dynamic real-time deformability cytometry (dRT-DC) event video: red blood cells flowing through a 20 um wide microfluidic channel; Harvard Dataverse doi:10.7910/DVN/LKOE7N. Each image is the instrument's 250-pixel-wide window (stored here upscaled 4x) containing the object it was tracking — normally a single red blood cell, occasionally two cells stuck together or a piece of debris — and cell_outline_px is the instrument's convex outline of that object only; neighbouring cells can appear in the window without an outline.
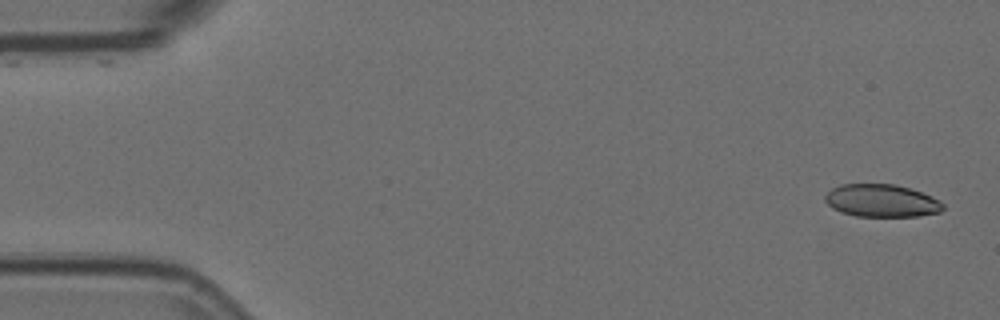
{"species": "Egyptian fruit bat (a non-hibernating species)", "species_latin": "Rousettus aegyptiacus", "temperature_condition": "room temperature", "stored_images_in_passage": 5, "camera_frame_rate_fps": 3000, "um_per_image_px": 0.085, "animal": {"sex": "female"}, "frame": {"image": 1, "passage_image": 1, "time_ms": 0.0, "image_size_px": [1000, 320], "cell_outline_px": [[944, 208], [940, 212], [920, 216], [856, 216], [840, 212], [832, 208], [824, 200], [824, 196], [832, 188], [840, 184], [896, 184], [932, 196], [940, 200], [944, 204]], "centroid_in_image_um": [74.93, 17.06], "position_along_channel_um": 10.1, "area_um2": 22.54}}
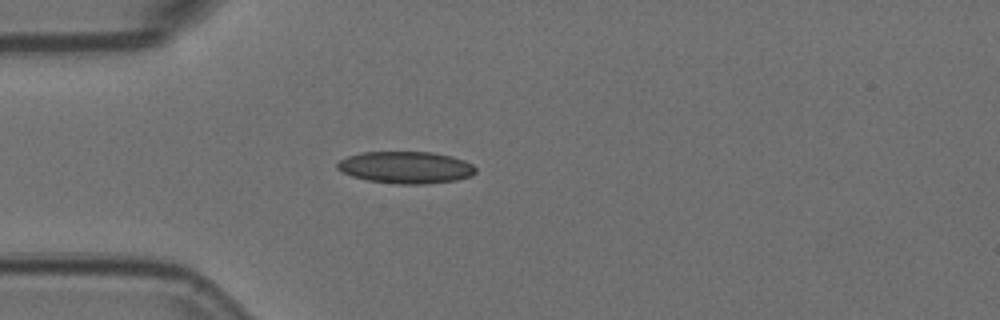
{"frame": {"image": 2, "passage_image": 4, "time_ms": 1.0, "image_size_px": [1000, 320], "cell_outline_px": [[476, 172], [472, 176], [456, 180], [428, 184], [396, 184], [368, 180], [352, 176], [340, 172], [336, 168], [336, 164], [340, 160], [348, 156], [360, 152], [432, 152], [452, 156], [464, 160], [472, 164], [476, 168]], "centroid_in_image_um": [34.5, 14.23], "position_along_channel_um": 50.5, "area_um2": 26.01}}